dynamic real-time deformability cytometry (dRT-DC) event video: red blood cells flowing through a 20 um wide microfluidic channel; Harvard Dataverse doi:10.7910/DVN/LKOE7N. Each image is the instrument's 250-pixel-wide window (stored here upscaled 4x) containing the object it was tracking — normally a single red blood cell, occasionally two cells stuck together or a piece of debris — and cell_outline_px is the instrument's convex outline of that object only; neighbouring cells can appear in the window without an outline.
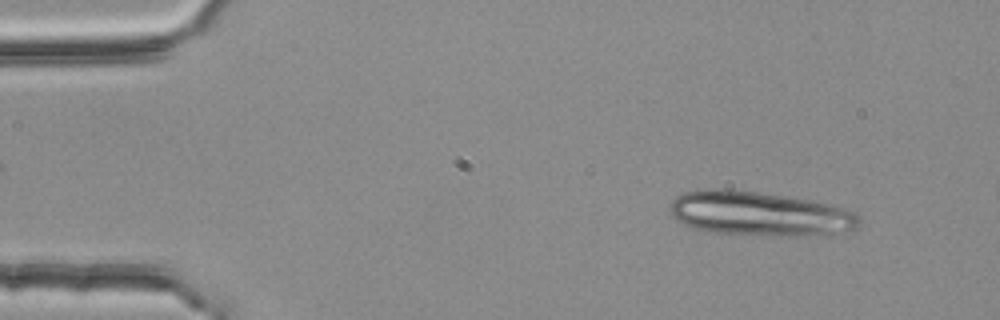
{"species": "common noctule bat (a hibernating species)", "species_latin": "Nyctalus noctula", "temperature_condition": "room temperature", "stored_images_in_passage": 3, "camera_frame_rate_fps": 3000, "um_per_image_px": 0.085, "animal": {"sex": "female", "body_mass_g": 25.1}, "frame": {"image": 1, "passage_image": 1, "time_ms": 0.0, "image_size_px": [1000, 320], "cell_outline_px": [[860, 220], [856, 228], [832, 232], [796, 236], [712, 232], [692, 228], [680, 224], [672, 216], [668, 208], [672, 200], [676, 196], [684, 192], [708, 188], [724, 188], [756, 192], [784, 196], [828, 204], [844, 208], [856, 212], [860, 216]], "centroid_in_image_um": [64.45, 18.14], "position_along_channel_um": 20.6, "area_um2": 48.44}}